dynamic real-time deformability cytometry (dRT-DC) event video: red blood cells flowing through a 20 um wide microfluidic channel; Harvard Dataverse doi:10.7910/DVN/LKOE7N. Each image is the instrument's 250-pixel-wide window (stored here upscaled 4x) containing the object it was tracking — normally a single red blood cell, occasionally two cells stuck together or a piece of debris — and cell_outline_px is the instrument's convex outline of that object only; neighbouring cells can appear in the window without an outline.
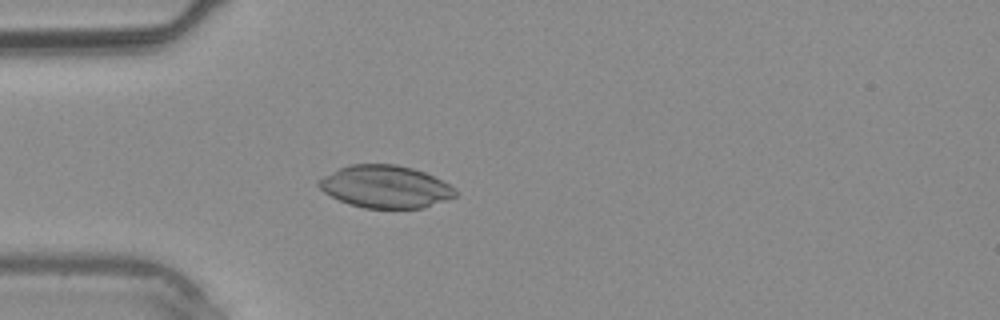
{"species": "common noctule bat (a hibernating species)", "species_latin": "Nyctalus noctula", "temperature_condition": "warm", "stored_images_in_passage": 40, "camera_frame_rate_fps": 3000, "um_per_image_px": 0.085, "animal": {"sex": "male", "body_mass_g": 20.4}, "frame": {"image": 1, "passage_image": 12, "time_ms": 3.667, "image_size_px": [1000, 320], "cell_outline_px": [[456, 196], [424, 208], [364, 208], [348, 204], [324, 192], [316, 184], [316, 180], [348, 164], [396, 164], [412, 168], [424, 172], [456, 188]], "centroid_in_image_um": [32.74, 15.87], "position_along_channel_um": 52.3, "area_um2": 33.7}}